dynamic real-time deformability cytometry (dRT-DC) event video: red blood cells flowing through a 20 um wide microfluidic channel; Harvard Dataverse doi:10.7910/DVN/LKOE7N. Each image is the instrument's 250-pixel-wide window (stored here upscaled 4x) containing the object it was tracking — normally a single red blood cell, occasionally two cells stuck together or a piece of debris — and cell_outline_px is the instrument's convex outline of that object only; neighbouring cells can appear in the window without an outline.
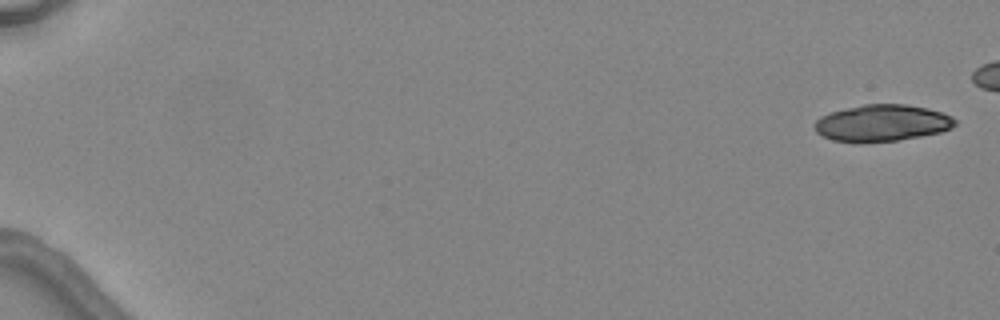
{"species": "common noctule bat (a hibernating species)", "species_latin": "Nyctalus noctula", "temperature_condition": "warm", "stored_images_in_passage": 2, "camera_frame_rate_fps": 3000, "um_per_image_px": 0.085, "animal": {"sex": "female", "body_mass_g": 24.6, "forearm_length_mm": 56.2}, "frame": {"image": 1, "passage_image": 2, "time_ms": 1.333, "image_size_px": [1000, 320], "cell_outline_px": [[956, 124], [952, 128], [940, 132], [920, 136], [896, 140], [832, 140], [816, 132], [816, 120], [820, 116], [828, 112], [864, 104], [904, 104], [928, 108], [952, 116], [956, 120]], "centroid_in_image_um": [75.01, 10.42], "position_along_channel_um": 10.0, "area_um2": 29.3}}